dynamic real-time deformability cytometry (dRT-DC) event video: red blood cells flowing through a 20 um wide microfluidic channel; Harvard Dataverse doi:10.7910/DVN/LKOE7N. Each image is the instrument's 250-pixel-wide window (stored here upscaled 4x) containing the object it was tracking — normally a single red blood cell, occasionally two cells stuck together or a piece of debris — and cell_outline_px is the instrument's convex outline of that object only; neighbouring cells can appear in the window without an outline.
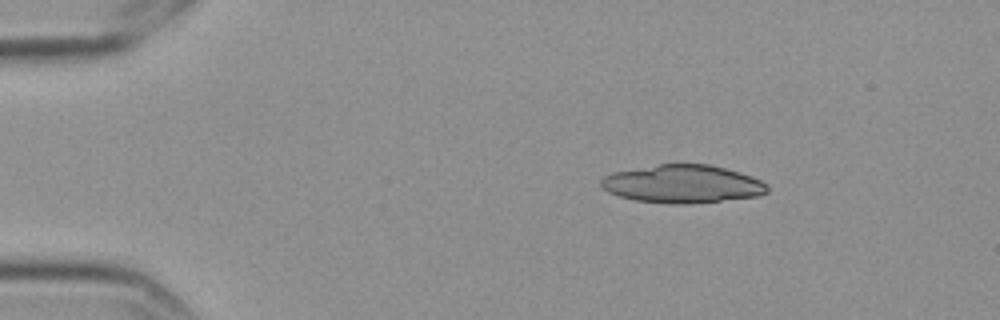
{"species": "Egyptian fruit bat (a non-hibernating species)", "species_latin": "Rousettus aegyptiacus", "temperature_condition": "cold", "stored_images_in_passage": 3, "camera_frame_rate_fps": 3000, "um_per_image_px": 0.085, "frame": {"image": 1, "passage_image": 1, "time_ms": 0.0, "image_size_px": [1000, 320], "cell_outline_px": [[768, 192], [756, 196], [684, 204], [668, 204], [636, 200], [620, 196], [608, 192], [600, 184], [600, 180], [604, 176], [612, 172], [660, 164], [708, 164], [740, 172], [752, 176], [768, 184]], "centroid_in_image_um": [58.0, 15.63], "position_along_channel_um": 27.0, "area_um2": 36.65}}